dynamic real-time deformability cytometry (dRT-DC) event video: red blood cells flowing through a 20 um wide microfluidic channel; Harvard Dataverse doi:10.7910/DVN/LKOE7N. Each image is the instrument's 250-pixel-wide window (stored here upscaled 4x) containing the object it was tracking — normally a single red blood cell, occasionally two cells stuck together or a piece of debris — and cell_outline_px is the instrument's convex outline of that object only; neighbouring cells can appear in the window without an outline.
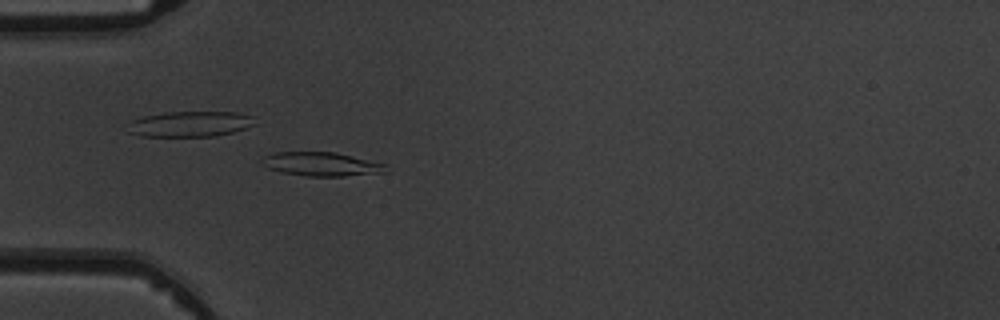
{"species": "common noctule bat (a hibernating species)", "species_latin": "Nyctalus noctula", "temperature_condition": "warm", "stored_images_in_passage": 4, "camera_frame_rate_fps": 3000, "um_per_image_px": 0.085, "animal": {"sex": "male", "body_mass_g": 19.5, "forearm_length_mm": 54.6}, "frame": {"image": 1, "passage_image": 4, "time_ms": 3.667, "image_size_px": [1000, 320], "cell_outline_px": [[392, 172], [344, 176], [304, 176], [280, 172], [268, 168], [260, 164], [260, 160], [264, 156], [276, 152], [336, 152], [388, 164]], "centroid_in_image_um": [27.39, 13.96], "position_along_channel_um": 57.6, "area_um2": 17.69}}